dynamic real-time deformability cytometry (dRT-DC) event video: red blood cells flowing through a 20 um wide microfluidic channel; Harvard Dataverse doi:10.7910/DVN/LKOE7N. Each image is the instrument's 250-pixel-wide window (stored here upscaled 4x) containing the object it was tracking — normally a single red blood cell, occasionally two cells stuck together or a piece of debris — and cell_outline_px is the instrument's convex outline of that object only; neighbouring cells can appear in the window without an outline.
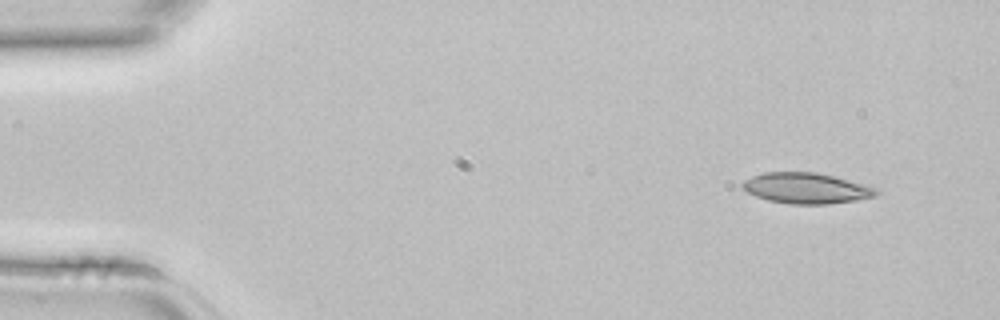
{"species": "common noctule bat (a hibernating species)", "species_latin": "Nyctalus noctula", "temperature_condition": "room temperature", "stored_images_in_passage": 3, "camera_frame_rate_fps": 3000, "um_per_image_px": 0.085, "animal": {"sex": "female", "body_mass_g": 22.7, "forearm_length_mm": 54.2}, "frame": {"image": 1, "passage_image": 1, "time_ms": 0.0, "image_size_px": [1000, 320], "cell_outline_px": [[880, 192], [876, 196], [856, 200], [828, 204], [788, 204], [768, 200], [756, 196], [748, 192], [740, 184], [744, 180], [752, 176], [764, 172], [816, 172], [836, 176], [864, 184], [876, 188]], "centroid_in_image_um": [68.55, 15.99], "position_along_channel_um": 16.5, "area_um2": 24.04}}
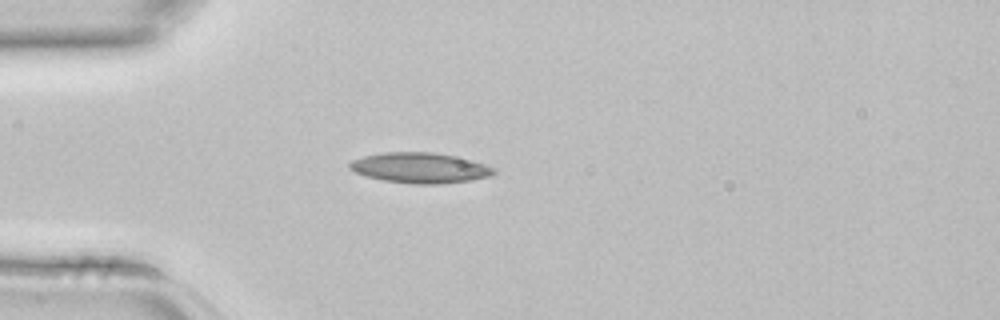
{"frame": {"image": 2, "passage_image": 3, "time_ms": 0.667, "image_size_px": [1000, 320], "cell_outline_px": [[496, 172], [492, 176], [472, 180], [440, 184], [412, 184], [384, 180], [368, 176], [356, 172], [348, 168], [348, 164], [352, 160], [364, 156], [380, 152], [432, 152], [472, 160], [496, 168]], "centroid_in_image_um": [35.72, 14.27], "position_along_channel_um": 49.3, "area_um2": 25.55}}